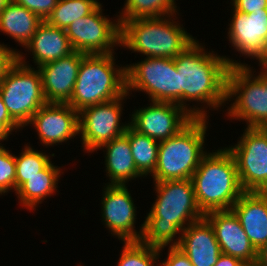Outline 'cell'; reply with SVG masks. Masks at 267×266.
Masks as SVG:
<instances>
[{"mask_svg":"<svg viewBox=\"0 0 267 266\" xmlns=\"http://www.w3.org/2000/svg\"><path fill=\"white\" fill-rule=\"evenodd\" d=\"M106 148V172L111 183L109 185H126L127 181L142 177L137 171L131 153L128 136L124 133L104 143L98 149Z\"/></svg>","mask_w":267,"mask_h":266,"instance_id":"7402d4cb","label":"cell"},{"mask_svg":"<svg viewBox=\"0 0 267 266\" xmlns=\"http://www.w3.org/2000/svg\"><path fill=\"white\" fill-rule=\"evenodd\" d=\"M232 3L235 10L246 14L267 9V0H232Z\"/></svg>","mask_w":267,"mask_h":266,"instance_id":"836d02e7","label":"cell"},{"mask_svg":"<svg viewBox=\"0 0 267 266\" xmlns=\"http://www.w3.org/2000/svg\"><path fill=\"white\" fill-rule=\"evenodd\" d=\"M114 66L113 53L85 55L67 103L80 112L86 107L123 96L126 93L125 67Z\"/></svg>","mask_w":267,"mask_h":266,"instance_id":"5b68a950","label":"cell"},{"mask_svg":"<svg viewBox=\"0 0 267 266\" xmlns=\"http://www.w3.org/2000/svg\"><path fill=\"white\" fill-rule=\"evenodd\" d=\"M137 171L142 175L153 174L158 160L159 141L139 133L131 125L125 131Z\"/></svg>","mask_w":267,"mask_h":266,"instance_id":"d4e9b609","label":"cell"},{"mask_svg":"<svg viewBox=\"0 0 267 266\" xmlns=\"http://www.w3.org/2000/svg\"><path fill=\"white\" fill-rule=\"evenodd\" d=\"M161 250L141 241H124L117 266H154Z\"/></svg>","mask_w":267,"mask_h":266,"instance_id":"f1b7e54d","label":"cell"},{"mask_svg":"<svg viewBox=\"0 0 267 266\" xmlns=\"http://www.w3.org/2000/svg\"><path fill=\"white\" fill-rule=\"evenodd\" d=\"M12 130L3 122L0 121V141L6 140Z\"/></svg>","mask_w":267,"mask_h":266,"instance_id":"74e56055","label":"cell"},{"mask_svg":"<svg viewBox=\"0 0 267 266\" xmlns=\"http://www.w3.org/2000/svg\"><path fill=\"white\" fill-rule=\"evenodd\" d=\"M102 217L105 225L121 241H140L144 224L139 232L135 231L136 208L126 185L104 187Z\"/></svg>","mask_w":267,"mask_h":266,"instance_id":"9a60e30c","label":"cell"},{"mask_svg":"<svg viewBox=\"0 0 267 266\" xmlns=\"http://www.w3.org/2000/svg\"><path fill=\"white\" fill-rule=\"evenodd\" d=\"M11 0H0V12L8 5Z\"/></svg>","mask_w":267,"mask_h":266,"instance_id":"f35d334b","label":"cell"},{"mask_svg":"<svg viewBox=\"0 0 267 266\" xmlns=\"http://www.w3.org/2000/svg\"><path fill=\"white\" fill-rule=\"evenodd\" d=\"M15 176V155L0 145V195L9 192L12 188L15 191Z\"/></svg>","mask_w":267,"mask_h":266,"instance_id":"f546056e","label":"cell"},{"mask_svg":"<svg viewBox=\"0 0 267 266\" xmlns=\"http://www.w3.org/2000/svg\"><path fill=\"white\" fill-rule=\"evenodd\" d=\"M37 129L45 146L62 143L79 134V112L68 103H46L27 123Z\"/></svg>","mask_w":267,"mask_h":266,"instance_id":"2e32d148","label":"cell"},{"mask_svg":"<svg viewBox=\"0 0 267 266\" xmlns=\"http://www.w3.org/2000/svg\"><path fill=\"white\" fill-rule=\"evenodd\" d=\"M25 48L32 52L37 68L74 52L65 30L51 26L46 21L38 26Z\"/></svg>","mask_w":267,"mask_h":266,"instance_id":"44dd1931","label":"cell"},{"mask_svg":"<svg viewBox=\"0 0 267 266\" xmlns=\"http://www.w3.org/2000/svg\"><path fill=\"white\" fill-rule=\"evenodd\" d=\"M204 218L211 224L223 254L256 263L257 250L232 210L211 211Z\"/></svg>","mask_w":267,"mask_h":266,"instance_id":"e0dca14e","label":"cell"},{"mask_svg":"<svg viewBox=\"0 0 267 266\" xmlns=\"http://www.w3.org/2000/svg\"><path fill=\"white\" fill-rule=\"evenodd\" d=\"M19 51L11 50L4 44H0V82L3 80L9 68L17 61Z\"/></svg>","mask_w":267,"mask_h":266,"instance_id":"d6a6232c","label":"cell"},{"mask_svg":"<svg viewBox=\"0 0 267 266\" xmlns=\"http://www.w3.org/2000/svg\"><path fill=\"white\" fill-rule=\"evenodd\" d=\"M129 94L126 92L111 101L89 106L79 112V134L87 152H94L107 143L125 133L130 123L120 126L122 101Z\"/></svg>","mask_w":267,"mask_h":266,"instance_id":"7c38bea8","label":"cell"},{"mask_svg":"<svg viewBox=\"0 0 267 266\" xmlns=\"http://www.w3.org/2000/svg\"><path fill=\"white\" fill-rule=\"evenodd\" d=\"M16 4L33 12L42 21L52 13L59 0H13Z\"/></svg>","mask_w":267,"mask_h":266,"instance_id":"4dcf8cb0","label":"cell"},{"mask_svg":"<svg viewBox=\"0 0 267 266\" xmlns=\"http://www.w3.org/2000/svg\"><path fill=\"white\" fill-rule=\"evenodd\" d=\"M170 16L174 15H168V19L161 16L119 20L120 46L147 57L175 59L196 39L173 19L171 22Z\"/></svg>","mask_w":267,"mask_h":266,"instance_id":"277c9868","label":"cell"},{"mask_svg":"<svg viewBox=\"0 0 267 266\" xmlns=\"http://www.w3.org/2000/svg\"><path fill=\"white\" fill-rule=\"evenodd\" d=\"M232 66H245V63L207 53L195 41L175 58L179 73V106L185 108L194 118H208L203 108L187 109L186 101L205 103L217 109L227 101V75ZM185 104V105H184Z\"/></svg>","mask_w":267,"mask_h":266,"instance_id":"6da1fadb","label":"cell"},{"mask_svg":"<svg viewBox=\"0 0 267 266\" xmlns=\"http://www.w3.org/2000/svg\"><path fill=\"white\" fill-rule=\"evenodd\" d=\"M231 210L258 250L267 242V192H244Z\"/></svg>","mask_w":267,"mask_h":266,"instance_id":"ffe728a7","label":"cell"},{"mask_svg":"<svg viewBox=\"0 0 267 266\" xmlns=\"http://www.w3.org/2000/svg\"><path fill=\"white\" fill-rule=\"evenodd\" d=\"M0 121H3L12 131L21 127L11 118L0 96Z\"/></svg>","mask_w":267,"mask_h":266,"instance_id":"d590c367","label":"cell"},{"mask_svg":"<svg viewBox=\"0 0 267 266\" xmlns=\"http://www.w3.org/2000/svg\"><path fill=\"white\" fill-rule=\"evenodd\" d=\"M60 175V167L58 168L50 162L42 171L28 178L16 190L20 203L26 208L34 210L37 204L55 193Z\"/></svg>","mask_w":267,"mask_h":266,"instance_id":"cb8c5ba5","label":"cell"},{"mask_svg":"<svg viewBox=\"0 0 267 266\" xmlns=\"http://www.w3.org/2000/svg\"><path fill=\"white\" fill-rule=\"evenodd\" d=\"M155 190L157 199L143 223L140 241L161 249L169 243L170 246H178L181 239L179 232L182 233L186 226L204 218L196 201L192 180L155 182ZM176 234L179 237L174 240Z\"/></svg>","mask_w":267,"mask_h":266,"instance_id":"7a4b0ae2","label":"cell"},{"mask_svg":"<svg viewBox=\"0 0 267 266\" xmlns=\"http://www.w3.org/2000/svg\"><path fill=\"white\" fill-rule=\"evenodd\" d=\"M20 156H15L16 176L15 191L28 180V178L37 175L51 161L48 155L35 151L30 146H25Z\"/></svg>","mask_w":267,"mask_h":266,"instance_id":"83f0119b","label":"cell"},{"mask_svg":"<svg viewBox=\"0 0 267 266\" xmlns=\"http://www.w3.org/2000/svg\"><path fill=\"white\" fill-rule=\"evenodd\" d=\"M100 4L92 13L72 22L65 30L74 49L86 55L114 53L120 46L121 24L102 16Z\"/></svg>","mask_w":267,"mask_h":266,"instance_id":"8fae6325","label":"cell"},{"mask_svg":"<svg viewBox=\"0 0 267 266\" xmlns=\"http://www.w3.org/2000/svg\"><path fill=\"white\" fill-rule=\"evenodd\" d=\"M156 266H193L187 255L178 246H169L168 257Z\"/></svg>","mask_w":267,"mask_h":266,"instance_id":"1f68e13d","label":"cell"},{"mask_svg":"<svg viewBox=\"0 0 267 266\" xmlns=\"http://www.w3.org/2000/svg\"><path fill=\"white\" fill-rule=\"evenodd\" d=\"M191 180L198 207L204 215L211 211L231 210L244 193L235 158L227 148L207 152Z\"/></svg>","mask_w":267,"mask_h":266,"instance_id":"3957f363","label":"cell"},{"mask_svg":"<svg viewBox=\"0 0 267 266\" xmlns=\"http://www.w3.org/2000/svg\"><path fill=\"white\" fill-rule=\"evenodd\" d=\"M257 266H267V242L257 250Z\"/></svg>","mask_w":267,"mask_h":266,"instance_id":"8d00e7d4","label":"cell"},{"mask_svg":"<svg viewBox=\"0 0 267 266\" xmlns=\"http://www.w3.org/2000/svg\"><path fill=\"white\" fill-rule=\"evenodd\" d=\"M247 262L230 255L221 254L214 266H249Z\"/></svg>","mask_w":267,"mask_h":266,"instance_id":"e575fe53","label":"cell"},{"mask_svg":"<svg viewBox=\"0 0 267 266\" xmlns=\"http://www.w3.org/2000/svg\"><path fill=\"white\" fill-rule=\"evenodd\" d=\"M23 58L20 52L17 53V61L0 82L2 101L20 127H25L31 117L47 103L39 69L31 68Z\"/></svg>","mask_w":267,"mask_h":266,"instance_id":"ba28073f","label":"cell"},{"mask_svg":"<svg viewBox=\"0 0 267 266\" xmlns=\"http://www.w3.org/2000/svg\"><path fill=\"white\" fill-rule=\"evenodd\" d=\"M132 114L130 125L139 133L157 141L178 134L194 117L183 107L172 102H151Z\"/></svg>","mask_w":267,"mask_h":266,"instance_id":"4fadbf2b","label":"cell"},{"mask_svg":"<svg viewBox=\"0 0 267 266\" xmlns=\"http://www.w3.org/2000/svg\"><path fill=\"white\" fill-rule=\"evenodd\" d=\"M124 6L118 20L161 16L167 18L177 12L175 0H126Z\"/></svg>","mask_w":267,"mask_h":266,"instance_id":"4316f807","label":"cell"},{"mask_svg":"<svg viewBox=\"0 0 267 266\" xmlns=\"http://www.w3.org/2000/svg\"><path fill=\"white\" fill-rule=\"evenodd\" d=\"M178 247L193 266H214L222 254L213 228L205 218L189 224L182 231Z\"/></svg>","mask_w":267,"mask_h":266,"instance_id":"d6986e66","label":"cell"},{"mask_svg":"<svg viewBox=\"0 0 267 266\" xmlns=\"http://www.w3.org/2000/svg\"><path fill=\"white\" fill-rule=\"evenodd\" d=\"M99 5L96 0H59L45 21L51 26L66 30L72 22L89 15Z\"/></svg>","mask_w":267,"mask_h":266,"instance_id":"484cf974","label":"cell"},{"mask_svg":"<svg viewBox=\"0 0 267 266\" xmlns=\"http://www.w3.org/2000/svg\"><path fill=\"white\" fill-rule=\"evenodd\" d=\"M229 41L242 55L256 58L267 66V9L246 14L233 9Z\"/></svg>","mask_w":267,"mask_h":266,"instance_id":"5bb4252c","label":"cell"},{"mask_svg":"<svg viewBox=\"0 0 267 266\" xmlns=\"http://www.w3.org/2000/svg\"><path fill=\"white\" fill-rule=\"evenodd\" d=\"M247 66L229 68L227 101L237 97L227 113L232 119L245 120L249 128H263L267 125V66H262L265 70L256 77Z\"/></svg>","mask_w":267,"mask_h":266,"instance_id":"52a82bcc","label":"cell"},{"mask_svg":"<svg viewBox=\"0 0 267 266\" xmlns=\"http://www.w3.org/2000/svg\"><path fill=\"white\" fill-rule=\"evenodd\" d=\"M227 149L235 158L244 192H267V132L247 127L240 141Z\"/></svg>","mask_w":267,"mask_h":266,"instance_id":"30bf717a","label":"cell"},{"mask_svg":"<svg viewBox=\"0 0 267 266\" xmlns=\"http://www.w3.org/2000/svg\"><path fill=\"white\" fill-rule=\"evenodd\" d=\"M85 55L74 51L68 56L38 67L47 103H67L71 99L81 59Z\"/></svg>","mask_w":267,"mask_h":266,"instance_id":"ac0fdd59","label":"cell"},{"mask_svg":"<svg viewBox=\"0 0 267 266\" xmlns=\"http://www.w3.org/2000/svg\"><path fill=\"white\" fill-rule=\"evenodd\" d=\"M207 118H194L178 134L159 142L154 182L191 179L202 158Z\"/></svg>","mask_w":267,"mask_h":266,"instance_id":"8992f818","label":"cell"},{"mask_svg":"<svg viewBox=\"0 0 267 266\" xmlns=\"http://www.w3.org/2000/svg\"><path fill=\"white\" fill-rule=\"evenodd\" d=\"M43 21L33 12L11 0L0 12V31L25 47Z\"/></svg>","mask_w":267,"mask_h":266,"instance_id":"603a6c76","label":"cell"},{"mask_svg":"<svg viewBox=\"0 0 267 266\" xmlns=\"http://www.w3.org/2000/svg\"><path fill=\"white\" fill-rule=\"evenodd\" d=\"M263 129L267 132V125L263 127Z\"/></svg>","mask_w":267,"mask_h":266,"instance_id":"ab89813d","label":"cell"},{"mask_svg":"<svg viewBox=\"0 0 267 266\" xmlns=\"http://www.w3.org/2000/svg\"><path fill=\"white\" fill-rule=\"evenodd\" d=\"M126 92H147L151 102H172L179 106V73L175 59L146 57L125 66Z\"/></svg>","mask_w":267,"mask_h":266,"instance_id":"9c48e42d","label":"cell"}]
</instances>
